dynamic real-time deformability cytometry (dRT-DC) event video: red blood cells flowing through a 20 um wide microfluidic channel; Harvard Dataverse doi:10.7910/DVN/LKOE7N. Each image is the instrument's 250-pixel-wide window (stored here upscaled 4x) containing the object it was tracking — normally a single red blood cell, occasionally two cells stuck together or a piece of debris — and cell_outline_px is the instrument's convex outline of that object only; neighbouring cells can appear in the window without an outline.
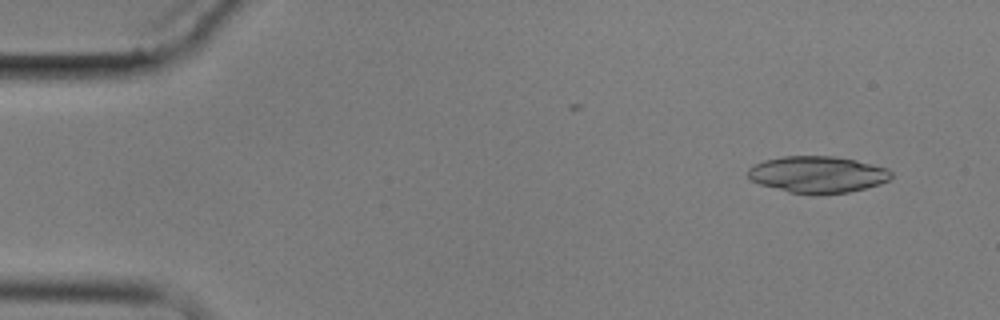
{"species": "common noctule bat (a hibernating species)", "species_latin": "Nyctalus noctula", "temperature_condition": "cold", "stored_images_in_passage": 2, "camera_frame_rate_fps": 3000, "um_per_image_px": 0.085, "animal": {"sex": "male", "body_mass_g": 17.9}, "frame": {"image": 1, "passage_image": 2, "time_ms": 1.333, "image_size_px": [1000, 320], "cell_outline_px": [[892, 176], [888, 180], [880, 184], [848, 192], [816, 196], [812, 196], [788, 192], [760, 184], [752, 180], [748, 176], [748, 168], [752, 164], [764, 160], [784, 156], [836, 156], [856, 160], [888, 168], [892, 172]], "centroid_in_image_um": [69.48, 14.84], "position_along_channel_um": 15.5, "area_um2": 31.04}}